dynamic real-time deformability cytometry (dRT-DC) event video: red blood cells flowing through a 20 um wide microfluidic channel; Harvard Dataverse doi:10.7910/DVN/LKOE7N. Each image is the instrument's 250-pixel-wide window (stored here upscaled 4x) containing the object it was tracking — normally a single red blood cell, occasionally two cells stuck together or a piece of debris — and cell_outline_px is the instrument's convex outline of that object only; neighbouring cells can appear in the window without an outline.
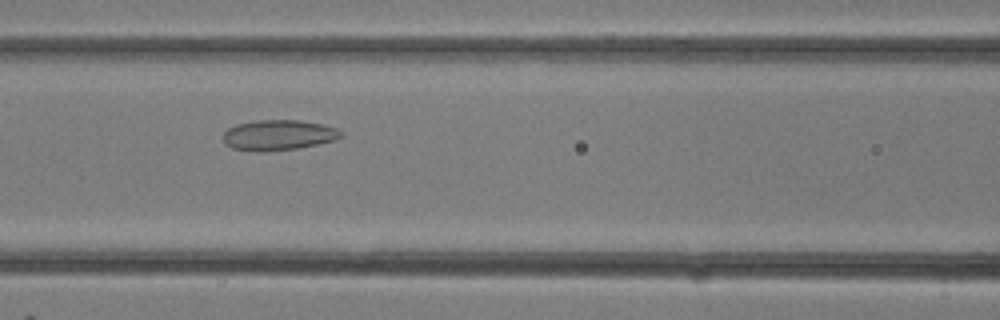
{"species": "common noctule bat (a hibernating species)", "species_latin": "Nyctalus noctula", "temperature_condition": "room temperature", "stored_images_in_passage": 24, "camera_frame_rate_fps": 3000, "um_per_image_px": 0.085, "animal": {"sex": "female"}, "frame": {"image": 1, "passage_image": 6, "time_ms": 1.667, "image_size_px": [1000, 320], "cell_outline_px": [[344, 136], [336, 140], [300, 148], [260, 152], [256, 152], [232, 148], [224, 144], [224, 132], [228, 128], [236, 124], [256, 120], [300, 120], [324, 124], [336, 128], [344, 132]], "centroid_in_image_um": [23.7, 11.48], "position_along_channel_um": 142.9, "area_um2": 21.21}}
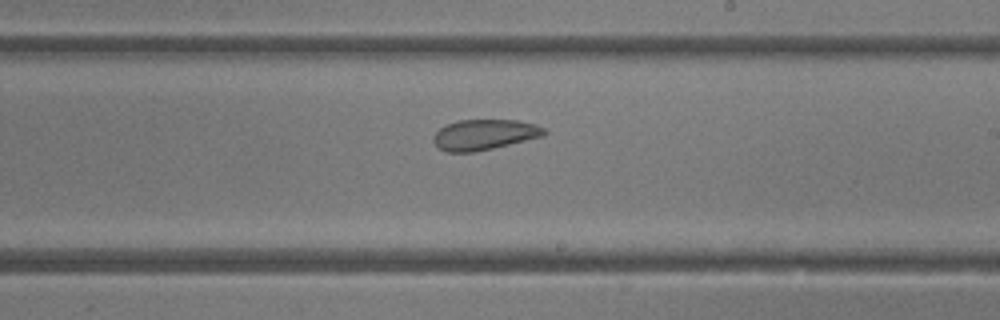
{"frame": {"image": 2, "passage_image": 11, "time_ms": 3.333, "image_size_px": [1000, 320], "cell_outline_px": [[548, 132], [544, 136], [476, 152], [444, 152], [432, 140], [432, 136], [444, 124], [460, 120], [516, 120], [536, 124], [544, 128]], "centroid_in_image_um": [41.16, 11.44], "position_along_channel_um": 247.8, "area_um2": 19.83}}
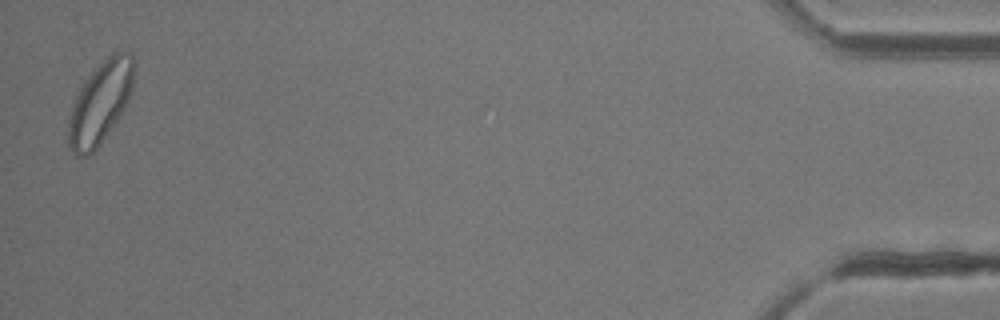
{"frame": {"image": 3, "passage_image": 24, "time_ms": 7.667, "image_size_px": [1000, 320], "cell_outline_px": [[132, 88], [128, 100], [120, 116], [100, 144], [88, 156], [76, 156], [68, 144], [68, 120], [76, 96], [84, 80], [112, 52], [124, 48], [132, 56]], "centroid_in_image_um": [8.51, 8.73], "position_along_channel_um": 426.7, "area_um2": 30.92}}